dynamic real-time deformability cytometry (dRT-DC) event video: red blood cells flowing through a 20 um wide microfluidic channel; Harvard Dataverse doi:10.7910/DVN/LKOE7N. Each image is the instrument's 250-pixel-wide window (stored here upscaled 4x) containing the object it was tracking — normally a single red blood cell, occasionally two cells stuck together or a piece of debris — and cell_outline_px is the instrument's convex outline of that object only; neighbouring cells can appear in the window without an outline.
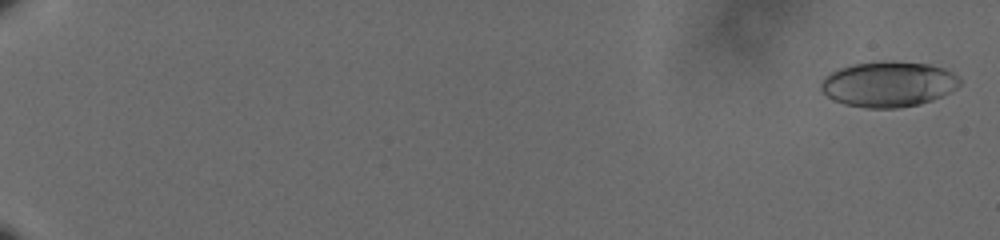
{"species": "human", "species_latin": "Homo sapiens", "temperature_condition": "cold", "stored_images_in_passage": 61, "camera_frame_rate_fps": 3000, "um_per_image_px": 0.085, "donor": {"sex": "male"}, "frame": {"image": 1, "passage_image": 2, "time_ms": 0.333, "image_size_px": [1000, 240], "cell_outline_px": [[960, 84], [956, 88], [932, 100], [920, 104], [900, 108], [864, 108], [844, 104], [832, 100], [820, 92], [820, 84], [824, 76], [840, 68], [852, 64], [880, 60], [892, 60], [928, 64], [944, 68], [960, 76]], "centroid_in_image_um": [75.48, 7.14], "position_along_channel_um": 9.5, "area_um2": 37.34}}
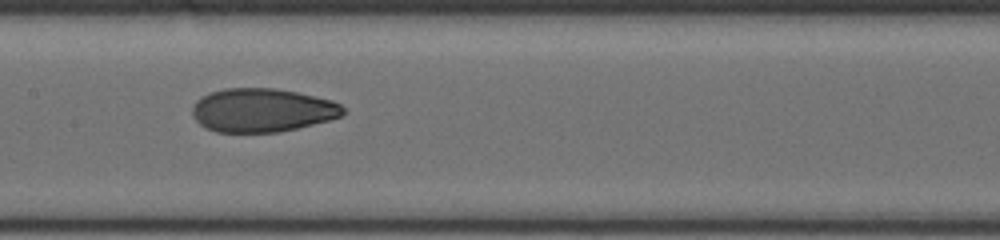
{"frame": {"image": 2, "passage_image": 35, "time_ms": 11.333, "image_size_px": [1000, 240], "cell_outline_px": [[344, 116], [280, 132], [216, 132], [204, 128], [192, 116], [192, 108], [196, 100], [200, 96], [224, 88], [276, 88], [296, 92], [332, 100], [340, 104], [344, 108]], "centroid_in_image_um": [22.26, 9.37], "position_along_channel_um": 185.1, "area_um2": 38.44}}
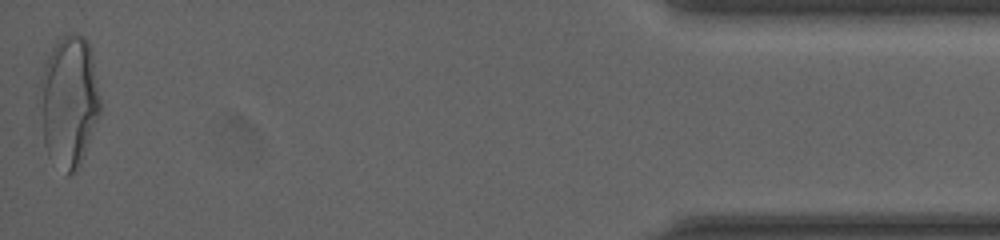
{"frame": {"image": 3, "passage_image": 61, "time_ms": 20.0, "image_size_px": [1000, 240], "cell_outline_px": [[100, 112], [84, 156], [76, 172], [68, 176], [48, 156], [44, 144], [36, 100], [36, 84], [44, 64], [56, 40], [60, 36], [76, 32], [84, 36], [88, 40], [92, 52], [100, 96]], "centroid_in_image_um": [5.8, 8.58], "position_along_channel_um": 429.4, "area_um2": 47.92}, "authors_computed_cell_mechanics": {"area_um2": 38.148, "velocity_mm_per_s": 3.6301, "shape_relaxation_time_tau1_ms": 10.2816, "shape_relaxation_time_tau2_ms": 1.3076, "deformation_change_tau1": 0.2368, "deformation_change_tau2": 0.0668}}